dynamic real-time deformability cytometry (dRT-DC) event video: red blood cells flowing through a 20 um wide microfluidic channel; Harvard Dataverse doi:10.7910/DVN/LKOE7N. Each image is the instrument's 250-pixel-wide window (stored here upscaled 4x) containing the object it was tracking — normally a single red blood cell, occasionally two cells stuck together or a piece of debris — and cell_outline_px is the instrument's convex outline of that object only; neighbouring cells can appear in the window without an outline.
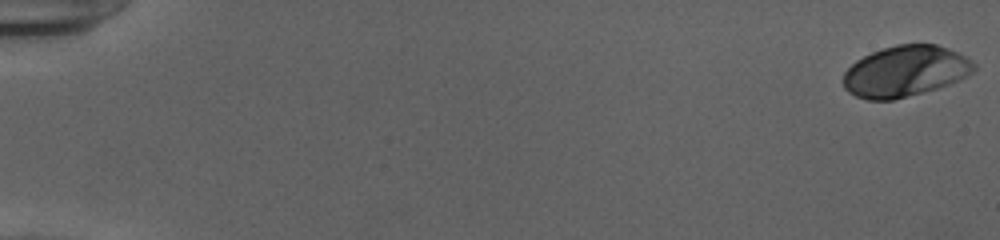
{"species": "human", "species_latin": "Homo sapiens", "temperature_condition": "cold", "stored_images_in_passage": 54, "camera_frame_rate_fps": 3000, "um_per_image_px": 0.085, "donor": {"sex": "female"}, "frame": {"image": 1, "passage_image": 1, "time_ms": 0.0, "image_size_px": [1000, 240], "cell_outline_px": [[976, 68], [972, 72], [948, 84], [936, 88], [892, 100], [868, 100], [856, 96], [848, 92], [844, 88], [844, 72], [856, 60], [872, 52], [896, 44], [936, 44], [948, 48], [964, 56], [976, 64]], "centroid_in_image_um": [76.92, 6.05], "position_along_channel_um": 8.1, "area_um2": 38.32}}
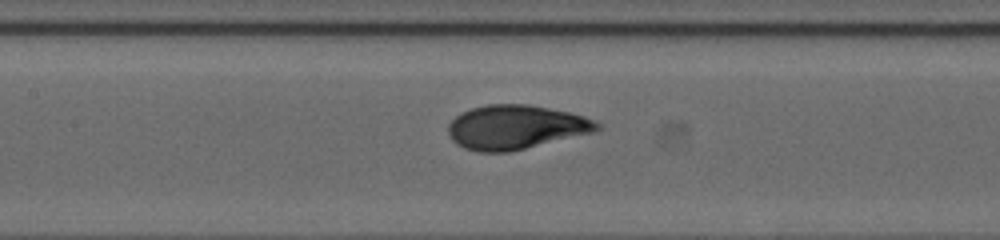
{"frame": {"image": 2, "passage_image": 27, "time_ms": 8.667, "image_size_px": [1000, 240], "cell_outline_px": [[600, 128], [596, 132], [508, 152], [476, 152], [464, 148], [456, 144], [452, 140], [448, 132], [448, 124], [460, 112], [472, 108], [488, 104], [528, 104], [568, 112], [584, 116], [596, 120], [600, 124]], "centroid_in_image_um": [43.83, 10.81], "position_along_channel_um": 163.6, "area_um2": 38.44}}
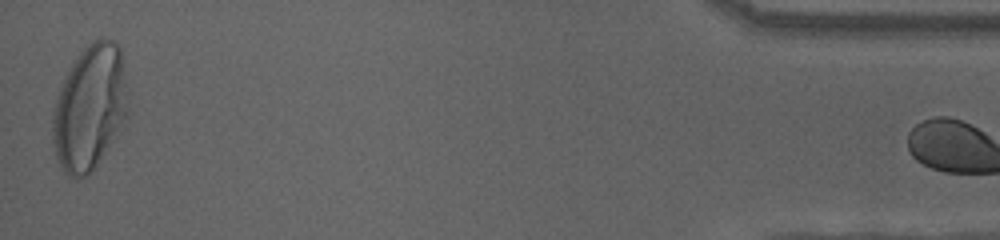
{"frame": {"image": 3, "passage_image": 53, "time_ms": 17.333, "image_size_px": [1000, 240], "cell_outline_px": [[132, 112], [96, 168], [88, 176], [76, 180], [68, 176], [64, 172], [56, 156], [52, 140], [52, 112], [56, 96], [72, 64], [80, 52], [92, 40], [104, 36], [112, 40], [120, 48]], "centroid_in_image_um": [7.67, 9.19], "position_along_channel_um": 427.5, "area_um2": 56.3}}